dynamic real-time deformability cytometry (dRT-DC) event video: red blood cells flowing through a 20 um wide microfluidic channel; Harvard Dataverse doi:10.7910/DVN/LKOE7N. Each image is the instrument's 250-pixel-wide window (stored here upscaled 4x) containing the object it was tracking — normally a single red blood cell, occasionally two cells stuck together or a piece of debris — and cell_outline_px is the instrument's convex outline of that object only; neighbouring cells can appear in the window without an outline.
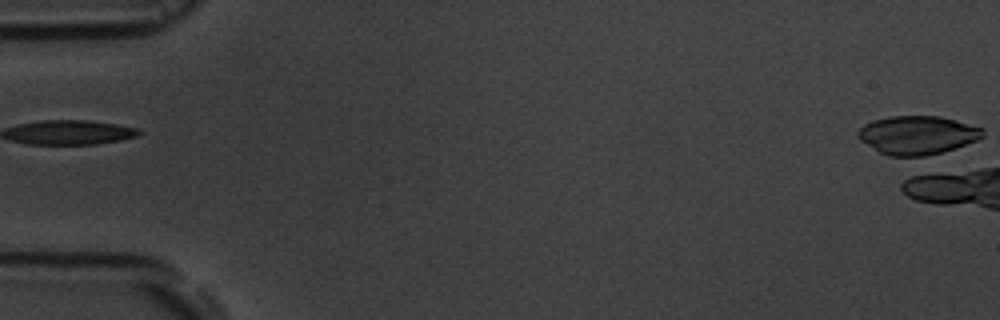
{"species": "common noctule bat (a hibernating species)", "species_latin": "Nyctalus noctula", "temperature_condition": "room temperature", "stored_images_in_passage": 6, "segment_of_instrument_passage": [2, 2], "camera_frame_rate_fps": 3000, "um_per_image_px": 0.085, "animal": {"sex": "male", "body_mass_g": 19.5, "forearm_length_mm": 54.6}, "frame": {"image": 1, "passage_image": 6, "time_ms": 6.0, "image_size_px": [1000, 320], "cell_outline_px": [[984, 136], [976, 140], [956, 148], [916, 160], [912, 160], [888, 156], [880, 152], [860, 140], [856, 136], [856, 132], [864, 124], [872, 120], [892, 116], [940, 116], [956, 120], [984, 128]], "centroid_in_image_um": [77.97, 11.52], "position_along_channel_um": 7.0, "area_um2": 28.84}}